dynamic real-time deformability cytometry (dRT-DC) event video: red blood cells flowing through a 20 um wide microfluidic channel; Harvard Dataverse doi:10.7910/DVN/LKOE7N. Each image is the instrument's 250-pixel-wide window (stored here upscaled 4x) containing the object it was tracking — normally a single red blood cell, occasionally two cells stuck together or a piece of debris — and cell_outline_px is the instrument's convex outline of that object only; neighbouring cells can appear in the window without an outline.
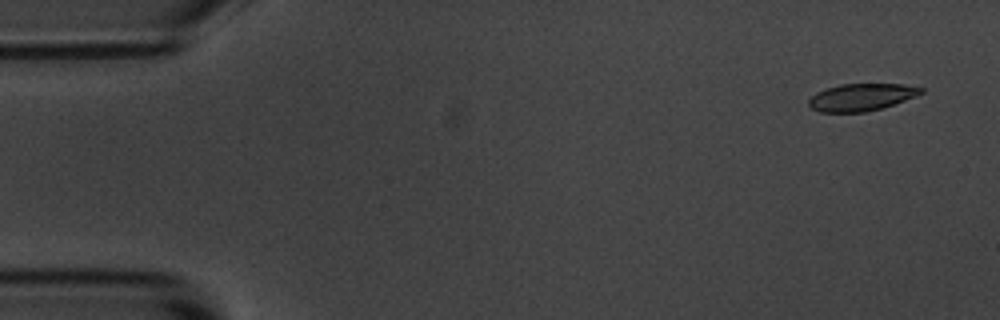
{"species": "common noctule bat (a hibernating species)", "species_latin": "Nyctalus noctula", "temperature_condition": "room temperature", "stored_images_in_passage": 5, "camera_frame_rate_fps": 3000, "um_per_image_px": 0.085, "animal": {"sex": "male", "body_mass_g": 20.1, "forearm_length_mm": 53.5}, "frame": {"image": 1, "passage_image": 1, "time_ms": 0.0, "image_size_px": [1000, 320], "cell_outline_px": [[924, 92], [916, 96], [880, 108], [864, 112], [820, 112], [812, 108], [808, 104], [808, 100], [816, 92], [840, 84], [904, 84], [924, 88]], "centroid_in_image_um": [73.21, 8.25], "position_along_channel_um": 11.8, "area_um2": 17.63}}
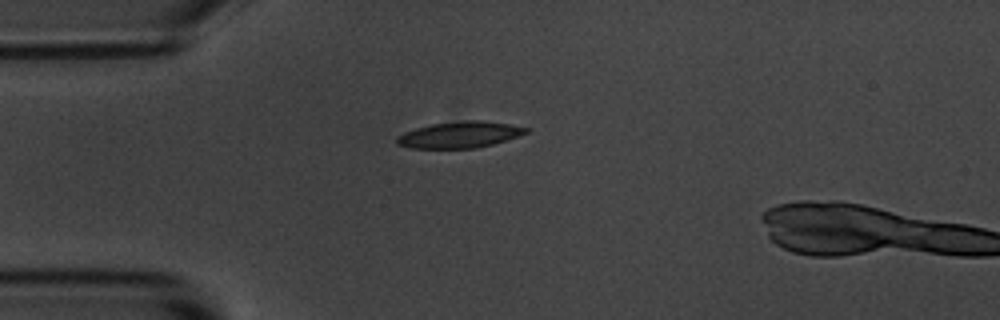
{"frame": {"image": 2, "passage_image": 4, "time_ms": 1.0, "image_size_px": [1000, 320], "cell_outline_px": [[532, 128], [528, 132], [492, 144], [476, 148], [412, 148], [396, 144], [396, 136], [404, 132], [416, 128], [432, 124], [464, 120], [480, 120], [508, 124]], "centroid_in_image_um": [39.05, 11.45], "position_along_channel_um": 46.0, "area_um2": 19.65}}